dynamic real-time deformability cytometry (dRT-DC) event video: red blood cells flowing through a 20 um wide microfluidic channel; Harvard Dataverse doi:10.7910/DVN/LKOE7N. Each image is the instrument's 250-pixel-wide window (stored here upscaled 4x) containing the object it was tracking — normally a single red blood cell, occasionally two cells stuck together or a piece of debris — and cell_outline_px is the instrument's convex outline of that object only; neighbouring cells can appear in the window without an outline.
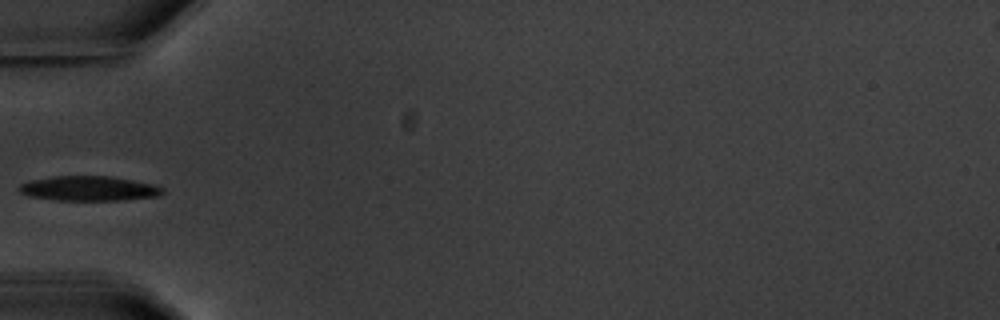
{"species": "common noctule bat (a hibernating species)", "species_latin": "Nyctalus noctula", "temperature_condition": "warm", "stored_images_in_passage": 8, "camera_frame_rate_fps": 3000, "um_per_image_px": 0.085, "animal": {"sex": "male", "body_mass_g": 20.1, "forearm_length_mm": 53.5}, "frame": {"image": 1, "passage_image": 6, "time_ms": 7.333, "image_size_px": [1000, 320], "cell_outline_px": [[164, 192], [156, 196], [124, 200], [56, 200], [28, 196], [20, 192], [20, 184], [28, 180], [56, 176], [108, 176], [132, 180], [152, 184], [164, 188]], "centroid_in_image_um": [7.53, 16.02], "position_along_channel_um": 77.5, "area_um2": 20.58}}